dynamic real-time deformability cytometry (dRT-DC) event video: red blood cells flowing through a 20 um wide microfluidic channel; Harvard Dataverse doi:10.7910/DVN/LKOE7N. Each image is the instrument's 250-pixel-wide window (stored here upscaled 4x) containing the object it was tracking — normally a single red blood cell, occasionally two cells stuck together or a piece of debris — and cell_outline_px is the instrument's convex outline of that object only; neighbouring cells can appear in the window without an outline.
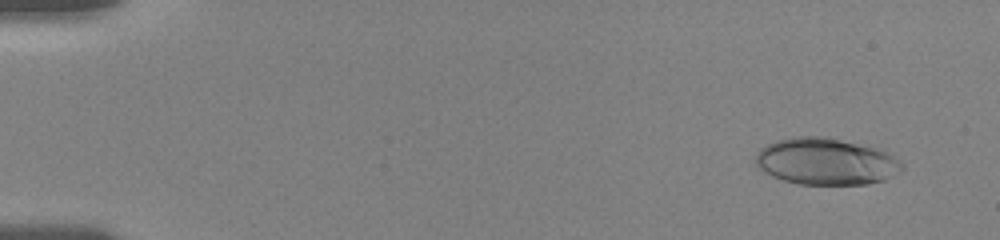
{"species": "human", "species_latin": "Homo sapiens", "temperature_condition": "room temperature", "stored_images_in_passage": 44, "camera_frame_rate_fps": 3000, "um_per_image_px": 0.085, "donor": {"sex": "female"}, "frame": {"image": 1, "passage_image": 4, "time_ms": 1.0, "image_size_px": [1000, 240], "cell_outline_px": [[904, 168], [892, 176], [884, 180], [868, 184], [800, 184], [784, 180], [772, 176], [764, 172], [756, 164], [756, 152], [760, 148], [776, 140], [796, 136], [820, 136], [840, 140], [876, 148], [892, 156], [904, 164]], "centroid_in_image_um": [70.18, 13.73], "position_along_channel_um": 14.8, "area_um2": 39.54}}
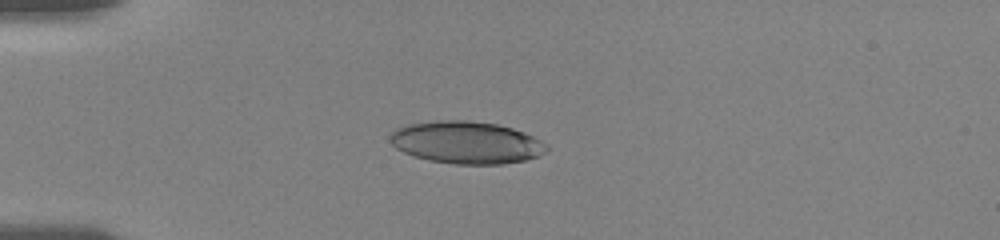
{"frame": {"image": 2, "passage_image": 28, "time_ms": 4.667, "image_size_px": [1000, 240], "cell_outline_px": [[548, 148], [544, 152], [536, 156], [524, 160], [500, 164], [456, 164], [432, 160], [416, 156], [404, 152], [396, 148], [392, 144], [388, 136], [396, 128], [408, 124], [440, 120], [468, 120], [496, 124], [512, 128], [524, 132], [548, 144]], "centroid_in_image_um": [39.63, 12.1], "position_along_channel_um": 45.4, "area_um2": 38.32}}
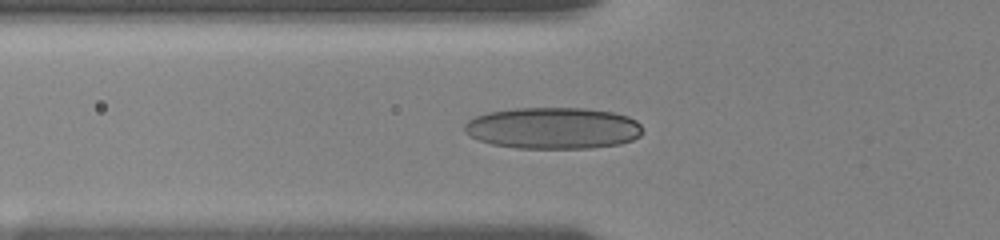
{"frame": {"image": 3, "passage_image": 38, "time_ms": 6.333, "image_size_px": [1000, 240], "cell_outline_px": [[640, 136], [632, 140], [620, 144], [592, 148], [516, 148], [492, 144], [480, 140], [464, 132], [464, 124], [468, 120], [476, 116], [488, 112], [516, 108], [584, 108], [612, 112], [628, 116], [636, 120], [640, 124]], "centroid_in_image_um": [47.01, 10.89], "position_along_channel_um": 78.8, "area_um2": 43.12}}